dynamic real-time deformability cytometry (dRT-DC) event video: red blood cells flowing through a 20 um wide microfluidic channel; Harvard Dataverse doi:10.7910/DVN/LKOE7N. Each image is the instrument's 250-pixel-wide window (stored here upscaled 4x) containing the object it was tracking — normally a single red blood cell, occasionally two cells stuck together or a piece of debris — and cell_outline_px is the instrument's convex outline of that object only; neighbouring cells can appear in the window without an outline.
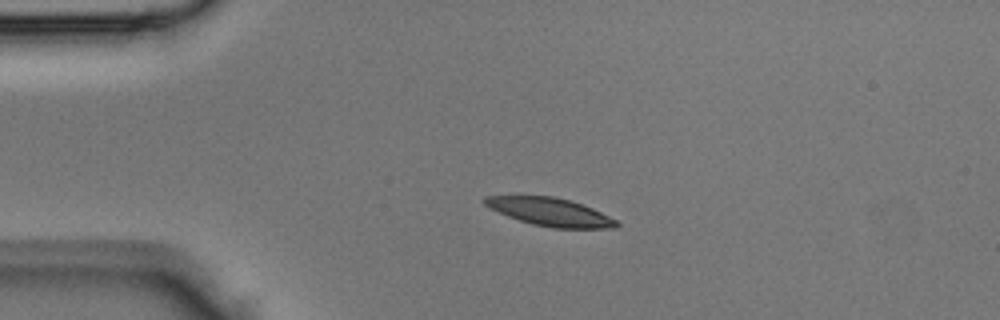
{"species": "Egyptian fruit bat (a non-hibernating species)", "species_latin": "Rousettus aegyptiacus", "temperature_condition": "room temperature", "stored_images_in_passage": 34, "camera_frame_rate_fps": 3000, "um_per_image_px": 0.085, "animal": {"sex": "male"}, "frame": {"image": 1, "passage_image": 1, "time_ms": 0.0, "image_size_px": [1000, 320], "cell_outline_px": [[620, 224], [616, 228], [552, 228], [532, 224], [508, 216], [488, 208], [484, 204], [484, 196], [552, 196], [568, 200], [592, 208], [616, 220]], "centroid_in_image_um": [46.74, 18.02], "position_along_channel_um": 38.3, "area_um2": 21.27}}
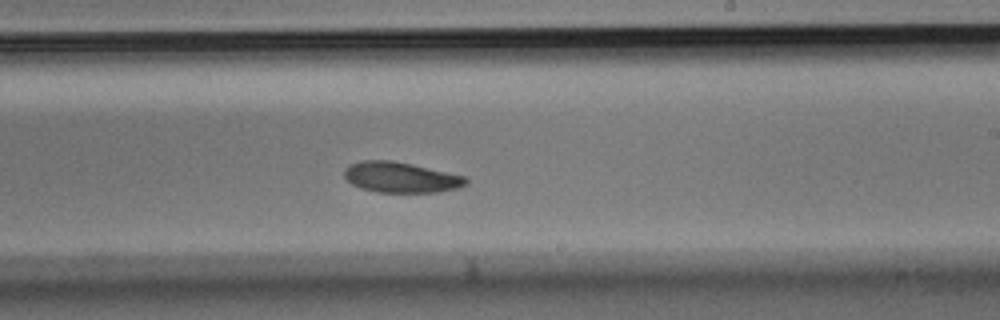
{"frame": {"image": 2, "passage_image": 17, "time_ms": 5.333, "image_size_px": [1000, 320], "cell_outline_px": [[468, 184], [456, 188], [440, 192], [376, 192], [360, 188], [352, 184], [344, 176], [344, 168], [348, 164], [360, 160], [392, 160], [464, 176], [468, 180]], "centroid_in_image_um": [34.02, 15.07], "position_along_channel_um": 255.0, "area_um2": 21.62}}
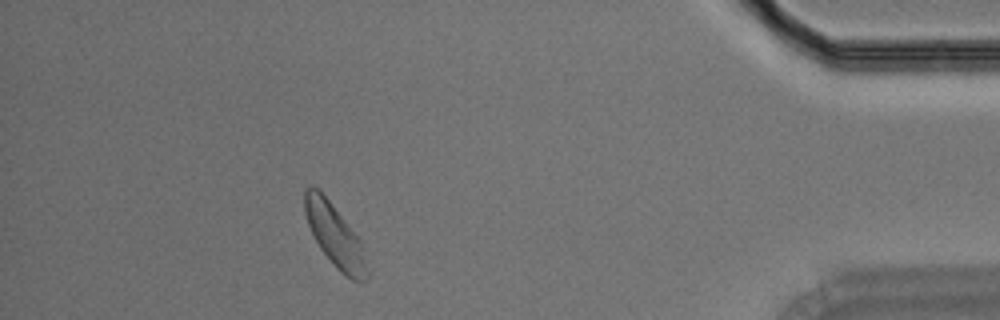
{"frame": {"image": 3, "passage_image": 30, "time_ms": 9.667, "image_size_px": [1000, 320], "cell_outline_px": [[368, 276], [364, 280], [352, 280], [344, 276], [336, 268], [320, 248], [308, 224], [304, 212], [304, 192], [308, 188], [316, 188], [328, 200], [360, 240], [368, 272]], "centroid_in_image_um": [28.45, 20.07], "position_along_channel_um": 406.8, "area_um2": 21.85}}